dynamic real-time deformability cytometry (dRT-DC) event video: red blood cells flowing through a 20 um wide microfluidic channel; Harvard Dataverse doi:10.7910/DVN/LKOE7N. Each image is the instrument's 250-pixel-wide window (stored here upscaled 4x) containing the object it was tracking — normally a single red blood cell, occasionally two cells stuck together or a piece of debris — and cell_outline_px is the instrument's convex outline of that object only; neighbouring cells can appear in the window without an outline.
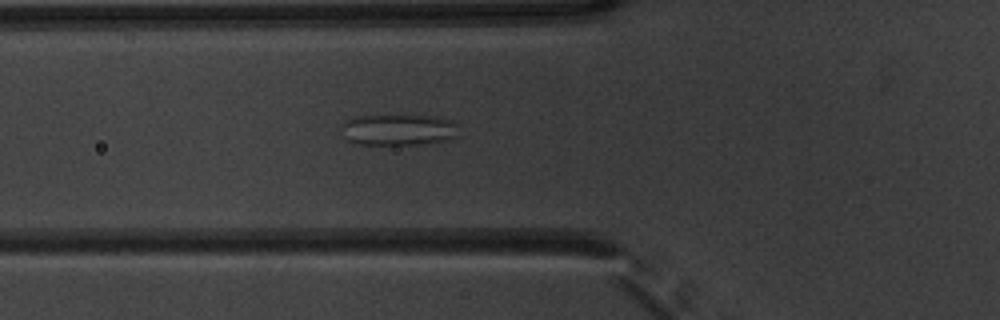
{"species": "common noctule bat (a hibernating species)", "species_latin": "Nyctalus noctula", "temperature_condition": "warm", "stored_images_in_passage": 35, "camera_frame_rate_fps": 3000, "um_per_image_px": 0.085, "animal": {"sex": "male", "body_mass_g": 20.1, "forearm_length_mm": 53.5}, "frame": {"image": 1, "passage_image": 8, "time_ms": 2.333, "image_size_px": [1000, 320], "cell_outline_px": [[456, 136], [444, 140], [424, 144], [356, 144], [348, 140], [344, 136], [340, 128], [348, 120], [356, 116], [436, 116], [452, 120], [456, 124]], "centroid_in_image_um": [33.85, 11.03], "position_along_channel_um": 91.9, "area_um2": 21.04}}
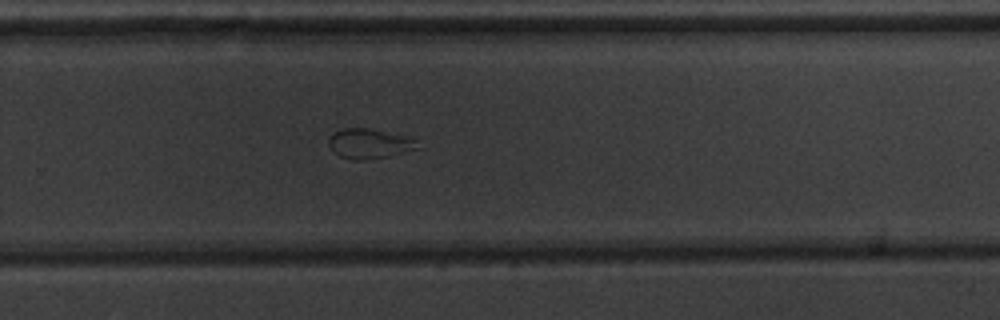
{"frame": {"image": 2, "passage_image": 24, "time_ms": 7.667, "image_size_px": [1000, 320], "cell_outline_px": [[424, 148], [388, 156], [368, 160], [352, 160], [340, 156], [328, 144], [328, 136], [332, 132], [344, 128], [368, 128], [404, 136], [416, 140]], "centroid_in_image_um": [31.42, 12.21], "position_along_channel_um": 298.4, "area_um2": 15.61}}
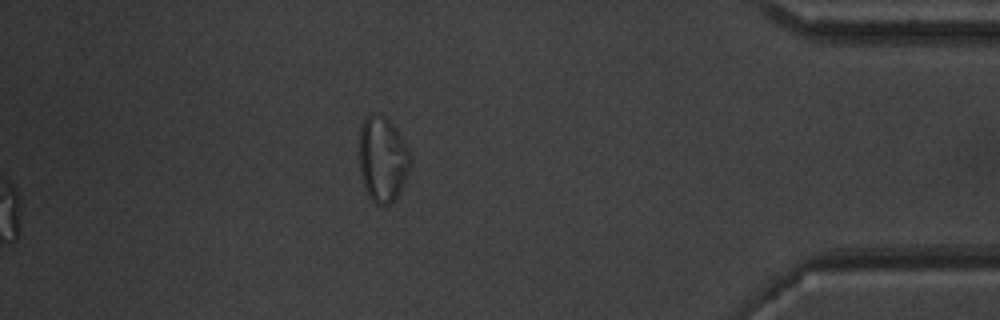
{"frame": {"image": 3, "passage_image": 35, "time_ms": 11.333, "image_size_px": [1000, 320], "cell_outline_px": [[412, 160], [404, 180], [396, 196], [388, 204], [376, 204], [368, 196], [364, 188], [360, 176], [360, 124], [372, 112], [388, 120], [396, 128], [412, 152]], "centroid_in_image_um": [32.52, 13.51], "position_along_channel_um": 402.7, "area_um2": 25.32}, "authors_computed_cell_mechanics": {"area_um2": 19.074, "velocity_mm_per_s": 3.8627, "shape_relaxation_time_tau1_ms": null, "shape_relaxation_time_tau2_ms": 1.2284, "deformation_change_tau1": null, "deformation_change_tau2": 0.0777}}